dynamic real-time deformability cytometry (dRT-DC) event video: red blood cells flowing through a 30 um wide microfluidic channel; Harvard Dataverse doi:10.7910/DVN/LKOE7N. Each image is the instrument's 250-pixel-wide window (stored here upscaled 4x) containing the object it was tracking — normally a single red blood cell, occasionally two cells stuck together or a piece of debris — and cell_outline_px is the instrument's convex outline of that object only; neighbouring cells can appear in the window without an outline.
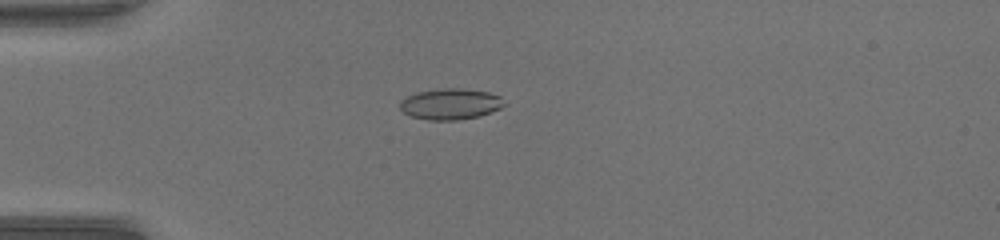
{"species": "common noctule bat (a hibernating species)", "species_latin": "Nyctalus noctula", "temperature_condition": "warm", "stored_images_in_passage": 51, "camera_frame_rate_fps": 3000, "um_per_image_px": 0.085, "animal": {"sex": "female", "body_mass_g": 17.0, "forearm_length_mm": 48.0}, "frame": {"image": 1, "passage_image": 15, "time_ms": 4.667, "image_size_px": [1000, 240], "cell_outline_px": [[508, 104], [500, 108], [480, 116], [456, 120], [428, 120], [412, 116], [404, 112], [400, 108], [400, 100], [416, 92], [448, 88], [456, 88], [488, 92], [500, 96]], "centroid_in_image_um": [38.31, 8.84], "position_along_channel_um": 46.7, "area_um2": 18.73}}
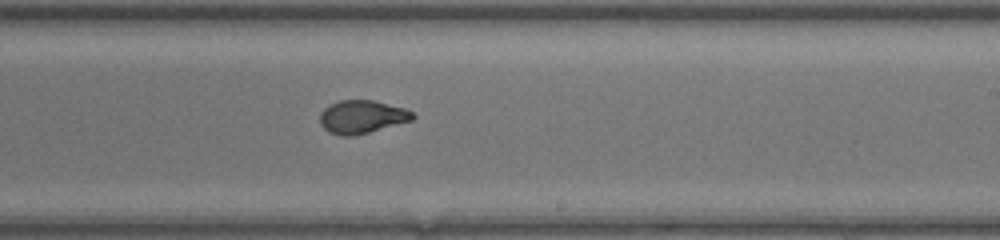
{"frame": {"image": 2, "passage_image": 32, "time_ms": 10.333, "image_size_px": [1000, 240], "cell_outline_px": [[416, 116], [412, 120], [368, 132], [352, 136], [340, 136], [328, 132], [320, 124], [320, 112], [324, 108], [340, 100], [372, 100], [404, 108], [412, 112]], "centroid_in_image_um": [30.73, 9.93], "position_along_channel_um": 258.3, "area_um2": 17.74}}
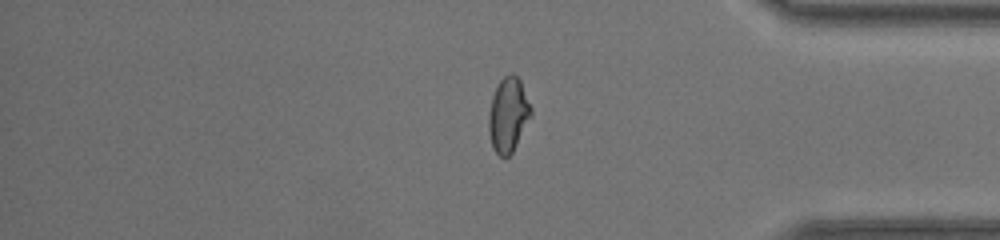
{"frame": {"image": 3, "passage_image": 43, "time_ms": 14.0, "image_size_px": [1000, 240], "cell_outline_px": [[532, 116], [512, 152], [504, 160], [492, 148], [488, 132], [488, 116], [492, 96], [500, 80], [504, 76], [512, 72], [520, 80], [532, 108]], "centroid_in_image_um": [43.19, 9.78], "position_along_channel_um": 392.0, "area_um2": 18.55}, "authors_computed_cell_mechanics": {"area_um2": 18.4382, "velocity_mm_per_s": 4.1673, "shape_relaxation_time_tau1_ms": 5.0588, "shape_relaxation_time_tau2_ms": null, "deformation_change_tau1": 0.2229, "deformation_change_tau2": null}}